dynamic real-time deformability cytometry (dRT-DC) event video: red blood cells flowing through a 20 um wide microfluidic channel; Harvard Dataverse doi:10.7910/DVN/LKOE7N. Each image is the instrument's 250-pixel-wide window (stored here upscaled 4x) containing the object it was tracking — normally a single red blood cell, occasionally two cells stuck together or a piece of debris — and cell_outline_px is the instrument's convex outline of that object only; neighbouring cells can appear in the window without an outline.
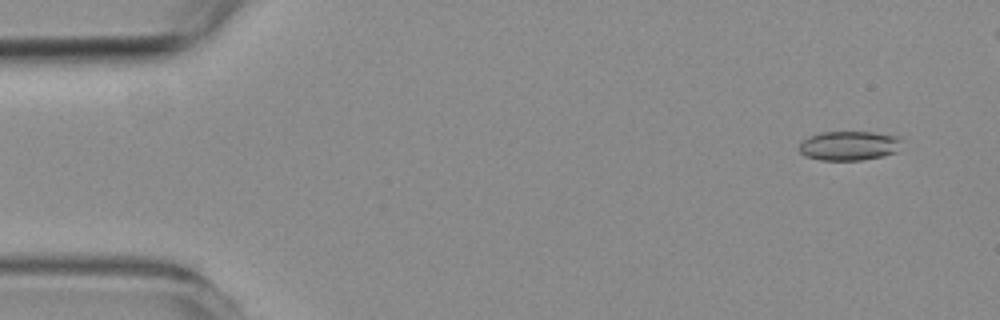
{"species": "common noctule bat (a hibernating species)", "species_latin": "Nyctalus noctula", "temperature_condition": "room temperature", "stored_images_in_passage": 47, "camera_frame_rate_fps": 3000, "um_per_image_px": 0.085, "animal": {"sex": "female", "body_mass_g": 19.3, "forearm_length_mm": 54.1}, "frame": {"image": 1, "passage_image": 1, "time_ms": 0.0, "image_size_px": [1000, 320], "cell_outline_px": [[900, 140], [896, 152], [884, 156], [860, 160], [820, 160], [804, 156], [800, 152], [800, 144], [808, 136], [820, 132], [872, 132], [900, 136]], "centroid_in_image_um": [72.15, 12.38], "position_along_channel_um": 12.8, "area_um2": 17.51}}
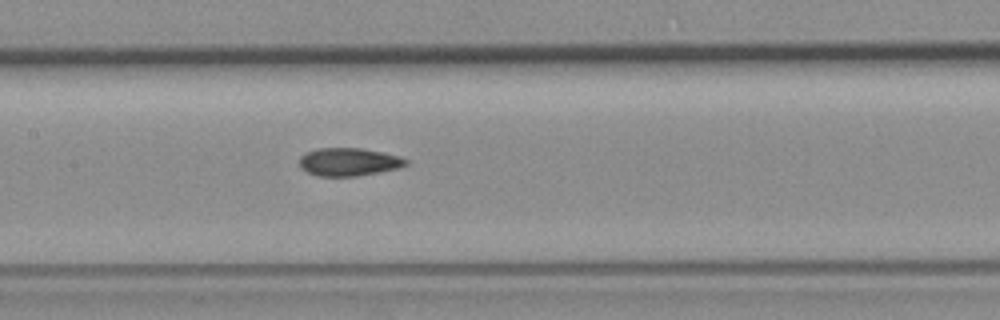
{"frame": {"image": 2, "passage_image": 23, "time_ms": 7.333, "image_size_px": [1000, 320], "cell_outline_px": [[408, 164], [400, 168], [380, 172], [356, 176], [320, 176], [308, 172], [300, 168], [300, 156], [316, 148], [360, 148], [400, 156], [408, 160]], "centroid_in_image_um": [29.66, 13.76], "position_along_channel_um": 177.7, "area_um2": 17.34}}
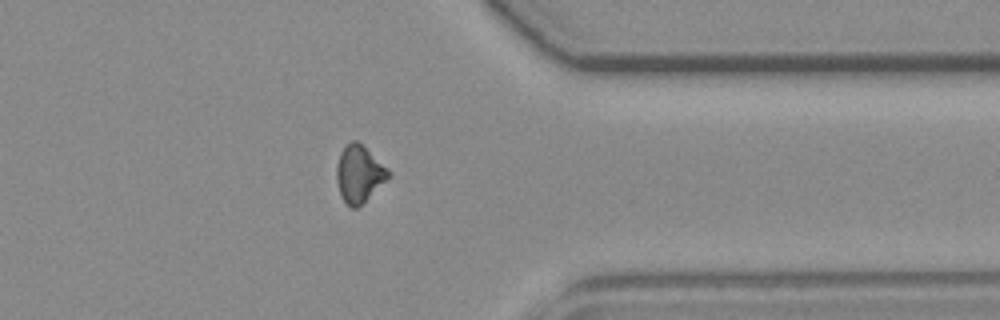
{"frame": {"image": 3, "passage_image": 40, "time_ms": 13.0, "image_size_px": [1000, 320], "cell_outline_px": [[392, 176], [388, 180], [356, 208], [352, 208], [340, 196], [336, 180], [336, 168], [340, 152], [344, 144], [352, 140], [356, 140], [388, 168], [392, 172]], "centroid_in_image_um": [30.53, 14.77], "position_along_channel_um": 380.9, "area_um2": 17.28}}